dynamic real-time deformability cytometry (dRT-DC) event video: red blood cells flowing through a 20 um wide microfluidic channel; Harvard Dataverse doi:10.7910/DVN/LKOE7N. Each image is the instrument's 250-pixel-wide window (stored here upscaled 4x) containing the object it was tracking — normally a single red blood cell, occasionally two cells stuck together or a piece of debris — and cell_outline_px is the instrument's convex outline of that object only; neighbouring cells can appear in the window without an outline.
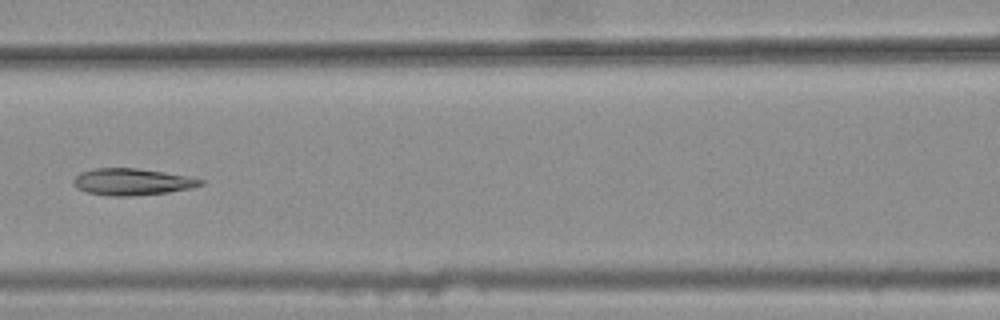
{"species": "common noctule bat (a hibernating species)", "species_latin": "Nyctalus noctula", "temperature_condition": "warm", "stored_images_in_passage": 7, "camera_frame_rate_fps": 3000, "um_per_image_px": 0.085, "animal": {"sex": "female", "body_mass_g": 25.1}, "frame": {"image": 1, "passage_image": 7, "time_ms": 2.0, "image_size_px": [1000, 320], "cell_outline_px": [[204, 184], [188, 188], [168, 192], [132, 196], [108, 196], [88, 192], [76, 188], [72, 184], [72, 180], [80, 172], [96, 168], [136, 168], [188, 176], [204, 180]], "centroid_in_image_um": [11.18, 15.45], "position_along_channel_um": 155.4, "area_um2": 19.71}}